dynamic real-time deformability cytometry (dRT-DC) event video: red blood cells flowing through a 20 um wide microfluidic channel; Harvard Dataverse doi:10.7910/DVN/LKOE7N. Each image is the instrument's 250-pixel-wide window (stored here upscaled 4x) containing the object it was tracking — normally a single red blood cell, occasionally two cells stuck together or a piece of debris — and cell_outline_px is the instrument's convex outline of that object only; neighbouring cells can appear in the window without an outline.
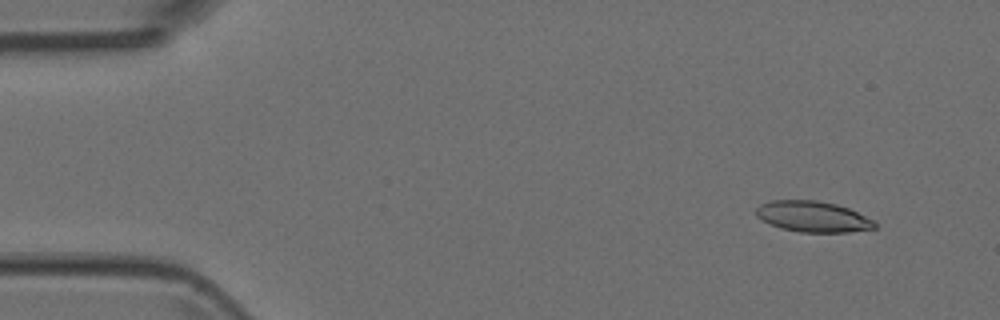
{"species": "Egyptian fruit bat (a non-hibernating species)", "species_latin": "Rousettus aegyptiacus", "temperature_condition": "room temperature", "stored_images_in_passage": 5, "camera_frame_rate_fps": 3000, "um_per_image_px": 0.085, "animal": {"sex": "female"}, "frame": {"image": 1, "passage_image": 2, "time_ms": 0.333, "image_size_px": [1000, 320], "cell_outline_px": [[876, 228], [848, 232], [800, 232], [780, 228], [756, 216], [756, 208], [760, 204], [772, 200], [816, 200], [836, 204], [848, 208], [872, 220], [876, 224]], "centroid_in_image_um": [69.07, 18.41], "position_along_channel_um": 15.9, "area_um2": 21.1}}
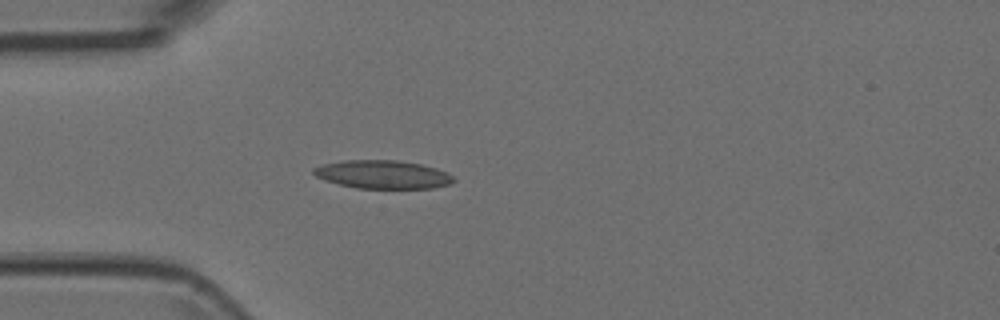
{"frame": {"image": 2, "passage_image": 5, "time_ms": 1.333, "image_size_px": [1000, 320], "cell_outline_px": [[456, 180], [452, 184], [432, 188], [356, 188], [324, 180], [316, 176], [312, 172], [312, 168], [324, 164], [344, 160], [396, 160], [420, 164], [436, 168], [448, 172]], "centroid_in_image_um": [32.55, 14.83], "position_along_channel_um": 52.4, "area_um2": 23.12}}